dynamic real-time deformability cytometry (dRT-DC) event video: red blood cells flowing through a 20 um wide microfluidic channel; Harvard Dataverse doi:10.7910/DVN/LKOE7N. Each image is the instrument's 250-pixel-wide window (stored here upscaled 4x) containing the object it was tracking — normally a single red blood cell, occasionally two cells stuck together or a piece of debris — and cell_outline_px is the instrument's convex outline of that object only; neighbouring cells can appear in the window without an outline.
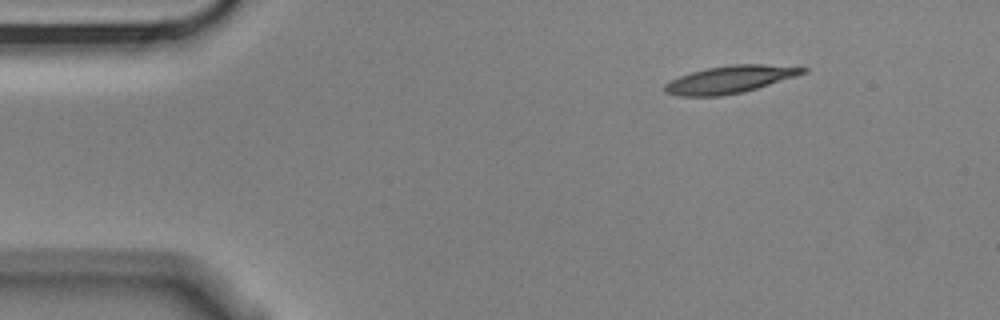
{"species": "Egyptian fruit bat (a non-hibernating species)", "species_latin": "Rousettus aegyptiacus", "temperature_condition": "cold", "stored_images_in_passage": 5, "segment_of_instrument_passage": [2, 2], "camera_frame_rate_fps": 3000, "um_per_image_px": 0.085, "animal": {"sex": "male"}, "frame": {"image": 1, "passage_image": 5, "time_ms": 1.333, "image_size_px": [1000, 320], "cell_outline_px": [[808, 72], [796, 76], [744, 92], [720, 96], [680, 96], [664, 92], [664, 84], [680, 76], [692, 72], [708, 68], [728, 64], [764, 64], [808, 68]], "centroid_in_image_um": [62.05, 6.75], "position_along_channel_um": 22.9, "area_um2": 21.96}}